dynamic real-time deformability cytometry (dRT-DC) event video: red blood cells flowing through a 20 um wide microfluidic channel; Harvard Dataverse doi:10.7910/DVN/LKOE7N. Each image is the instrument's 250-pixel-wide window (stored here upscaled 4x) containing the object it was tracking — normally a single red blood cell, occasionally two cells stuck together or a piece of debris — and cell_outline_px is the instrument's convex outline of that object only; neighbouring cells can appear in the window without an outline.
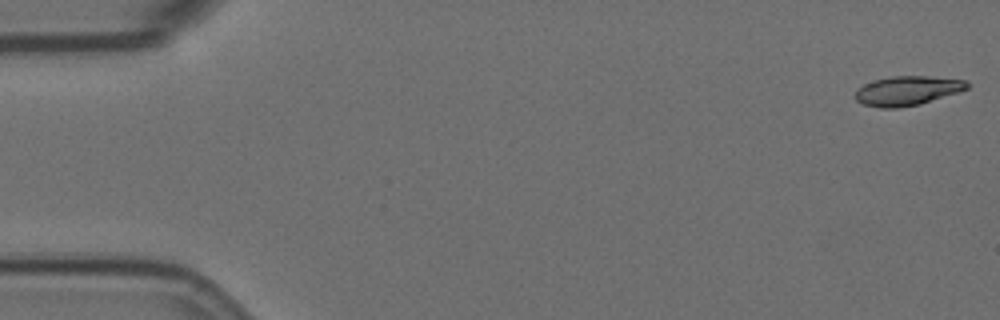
{"species": "Egyptian fruit bat (a non-hibernating species)", "species_latin": "Rousettus aegyptiacus", "temperature_condition": "room temperature", "stored_images_in_passage": 6, "camera_frame_rate_fps": 3000, "um_per_image_px": 0.085, "animal": {"sex": "female"}, "frame": {"image": 1, "passage_image": 1, "time_ms": 0.0, "image_size_px": [1000, 320], "cell_outline_px": [[968, 88], [920, 104], [900, 108], [880, 108], [864, 104], [856, 100], [856, 88], [864, 84], [876, 80], [892, 76], [928, 76], [968, 80]], "centroid_in_image_um": [77.1, 7.71], "position_along_channel_um": 7.9, "area_um2": 18.96}}
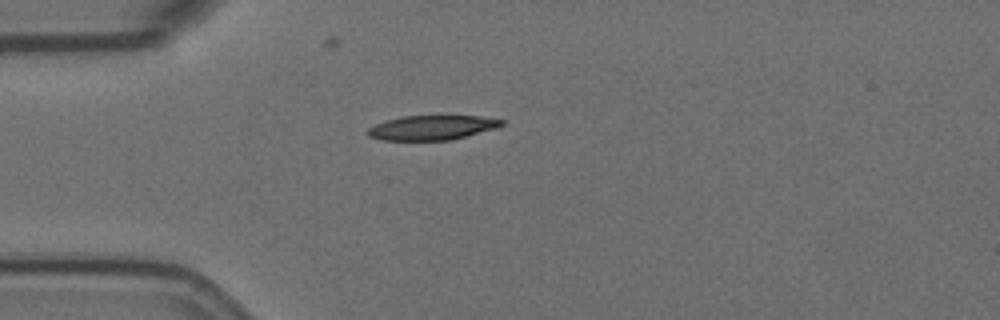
{"frame": {"image": 2, "passage_image": 5, "time_ms": 4.667, "image_size_px": [1000, 320], "cell_outline_px": [[504, 124], [496, 128], [452, 140], [380, 140], [368, 136], [364, 132], [368, 128], [376, 124], [400, 116], [480, 116], [504, 120]], "centroid_in_image_um": [36.69, 10.85], "position_along_channel_um": 48.3, "area_um2": 19.19}}